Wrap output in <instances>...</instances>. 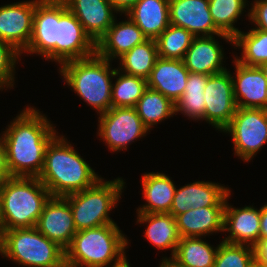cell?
Segmentation results:
<instances>
[{
  "label": "cell",
  "mask_w": 267,
  "mask_h": 267,
  "mask_svg": "<svg viewBox=\"0 0 267 267\" xmlns=\"http://www.w3.org/2000/svg\"><path fill=\"white\" fill-rule=\"evenodd\" d=\"M159 58L155 39H147L119 58L121 72L148 79Z\"/></svg>",
  "instance_id": "27"
},
{
  "label": "cell",
  "mask_w": 267,
  "mask_h": 267,
  "mask_svg": "<svg viewBox=\"0 0 267 267\" xmlns=\"http://www.w3.org/2000/svg\"><path fill=\"white\" fill-rule=\"evenodd\" d=\"M255 2L249 9L248 18L254 25L255 29L267 32V0H254Z\"/></svg>",
  "instance_id": "37"
},
{
  "label": "cell",
  "mask_w": 267,
  "mask_h": 267,
  "mask_svg": "<svg viewBox=\"0 0 267 267\" xmlns=\"http://www.w3.org/2000/svg\"><path fill=\"white\" fill-rule=\"evenodd\" d=\"M209 75L189 73L183 95L175 102V115L181 113L193 120H205V96Z\"/></svg>",
  "instance_id": "28"
},
{
  "label": "cell",
  "mask_w": 267,
  "mask_h": 267,
  "mask_svg": "<svg viewBox=\"0 0 267 267\" xmlns=\"http://www.w3.org/2000/svg\"><path fill=\"white\" fill-rule=\"evenodd\" d=\"M39 111L28 106L1 135L11 176L38 177L42 171L46 148L57 131Z\"/></svg>",
  "instance_id": "1"
},
{
  "label": "cell",
  "mask_w": 267,
  "mask_h": 267,
  "mask_svg": "<svg viewBox=\"0 0 267 267\" xmlns=\"http://www.w3.org/2000/svg\"><path fill=\"white\" fill-rule=\"evenodd\" d=\"M116 21L114 20L96 43V53L109 61L119 59L134 46L148 39L129 17L125 21L118 23Z\"/></svg>",
  "instance_id": "20"
},
{
  "label": "cell",
  "mask_w": 267,
  "mask_h": 267,
  "mask_svg": "<svg viewBox=\"0 0 267 267\" xmlns=\"http://www.w3.org/2000/svg\"><path fill=\"white\" fill-rule=\"evenodd\" d=\"M233 45L241 48V57L235 60L245 66H260L267 62V32L252 28L249 32L240 31L233 38Z\"/></svg>",
  "instance_id": "31"
},
{
  "label": "cell",
  "mask_w": 267,
  "mask_h": 267,
  "mask_svg": "<svg viewBox=\"0 0 267 267\" xmlns=\"http://www.w3.org/2000/svg\"><path fill=\"white\" fill-rule=\"evenodd\" d=\"M124 185L119 177L111 181L100 178L93 186L64 196L70 204L76 230L114 224L109 212L117 207Z\"/></svg>",
  "instance_id": "6"
},
{
  "label": "cell",
  "mask_w": 267,
  "mask_h": 267,
  "mask_svg": "<svg viewBox=\"0 0 267 267\" xmlns=\"http://www.w3.org/2000/svg\"><path fill=\"white\" fill-rule=\"evenodd\" d=\"M38 1H20L0 7V40L10 44L21 55L29 45Z\"/></svg>",
  "instance_id": "13"
},
{
  "label": "cell",
  "mask_w": 267,
  "mask_h": 267,
  "mask_svg": "<svg viewBox=\"0 0 267 267\" xmlns=\"http://www.w3.org/2000/svg\"><path fill=\"white\" fill-rule=\"evenodd\" d=\"M20 56L21 54L10 44L0 40V90L13 88L16 61Z\"/></svg>",
  "instance_id": "36"
},
{
  "label": "cell",
  "mask_w": 267,
  "mask_h": 267,
  "mask_svg": "<svg viewBox=\"0 0 267 267\" xmlns=\"http://www.w3.org/2000/svg\"><path fill=\"white\" fill-rule=\"evenodd\" d=\"M111 5L122 14L126 13L138 0H109Z\"/></svg>",
  "instance_id": "40"
},
{
  "label": "cell",
  "mask_w": 267,
  "mask_h": 267,
  "mask_svg": "<svg viewBox=\"0 0 267 267\" xmlns=\"http://www.w3.org/2000/svg\"><path fill=\"white\" fill-rule=\"evenodd\" d=\"M189 73L183 60L159 57L147 79V87L175 103L184 93Z\"/></svg>",
  "instance_id": "21"
},
{
  "label": "cell",
  "mask_w": 267,
  "mask_h": 267,
  "mask_svg": "<svg viewBox=\"0 0 267 267\" xmlns=\"http://www.w3.org/2000/svg\"><path fill=\"white\" fill-rule=\"evenodd\" d=\"M128 243L116 223L80 230L65 249V264L68 267L117 266L126 259Z\"/></svg>",
  "instance_id": "4"
},
{
  "label": "cell",
  "mask_w": 267,
  "mask_h": 267,
  "mask_svg": "<svg viewBox=\"0 0 267 267\" xmlns=\"http://www.w3.org/2000/svg\"><path fill=\"white\" fill-rule=\"evenodd\" d=\"M1 255L28 267H61L65 264V250L36 227L4 230Z\"/></svg>",
  "instance_id": "7"
},
{
  "label": "cell",
  "mask_w": 267,
  "mask_h": 267,
  "mask_svg": "<svg viewBox=\"0 0 267 267\" xmlns=\"http://www.w3.org/2000/svg\"><path fill=\"white\" fill-rule=\"evenodd\" d=\"M67 138L58 134L49 142L38 178L51 196H66L93 186L100 178Z\"/></svg>",
  "instance_id": "2"
},
{
  "label": "cell",
  "mask_w": 267,
  "mask_h": 267,
  "mask_svg": "<svg viewBox=\"0 0 267 267\" xmlns=\"http://www.w3.org/2000/svg\"><path fill=\"white\" fill-rule=\"evenodd\" d=\"M194 37L188 30L170 24L155 39L159 57L183 60Z\"/></svg>",
  "instance_id": "34"
},
{
  "label": "cell",
  "mask_w": 267,
  "mask_h": 267,
  "mask_svg": "<svg viewBox=\"0 0 267 267\" xmlns=\"http://www.w3.org/2000/svg\"><path fill=\"white\" fill-rule=\"evenodd\" d=\"M205 96V121L221 131L230 123L236 111L233 82L229 70L209 75Z\"/></svg>",
  "instance_id": "11"
},
{
  "label": "cell",
  "mask_w": 267,
  "mask_h": 267,
  "mask_svg": "<svg viewBox=\"0 0 267 267\" xmlns=\"http://www.w3.org/2000/svg\"><path fill=\"white\" fill-rule=\"evenodd\" d=\"M254 260L253 246L222 241L218 245L214 267H249Z\"/></svg>",
  "instance_id": "35"
},
{
  "label": "cell",
  "mask_w": 267,
  "mask_h": 267,
  "mask_svg": "<svg viewBox=\"0 0 267 267\" xmlns=\"http://www.w3.org/2000/svg\"><path fill=\"white\" fill-rule=\"evenodd\" d=\"M161 265L159 267H184L183 265L179 264L175 259L172 257L167 258L164 257L163 260H161Z\"/></svg>",
  "instance_id": "42"
},
{
  "label": "cell",
  "mask_w": 267,
  "mask_h": 267,
  "mask_svg": "<svg viewBox=\"0 0 267 267\" xmlns=\"http://www.w3.org/2000/svg\"><path fill=\"white\" fill-rule=\"evenodd\" d=\"M56 0H39L33 14L32 35L23 52L56 62Z\"/></svg>",
  "instance_id": "16"
},
{
  "label": "cell",
  "mask_w": 267,
  "mask_h": 267,
  "mask_svg": "<svg viewBox=\"0 0 267 267\" xmlns=\"http://www.w3.org/2000/svg\"><path fill=\"white\" fill-rule=\"evenodd\" d=\"M223 52L215 36L194 37L183 61L190 73L212 75L226 70Z\"/></svg>",
  "instance_id": "22"
},
{
  "label": "cell",
  "mask_w": 267,
  "mask_h": 267,
  "mask_svg": "<svg viewBox=\"0 0 267 267\" xmlns=\"http://www.w3.org/2000/svg\"><path fill=\"white\" fill-rule=\"evenodd\" d=\"M267 239V204L260 208V240Z\"/></svg>",
  "instance_id": "41"
},
{
  "label": "cell",
  "mask_w": 267,
  "mask_h": 267,
  "mask_svg": "<svg viewBox=\"0 0 267 267\" xmlns=\"http://www.w3.org/2000/svg\"><path fill=\"white\" fill-rule=\"evenodd\" d=\"M217 249L201 237H183L172 258L184 267H214Z\"/></svg>",
  "instance_id": "30"
},
{
  "label": "cell",
  "mask_w": 267,
  "mask_h": 267,
  "mask_svg": "<svg viewBox=\"0 0 267 267\" xmlns=\"http://www.w3.org/2000/svg\"><path fill=\"white\" fill-rule=\"evenodd\" d=\"M51 194L38 177L12 176L0 183V228L35 227Z\"/></svg>",
  "instance_id": "3"
},
{
  "label": "cell",
  "mask_w": 267,
  "mask_h": 267,
  "mask_svg": "<svg viewBox=\"0 0 267 267\" xmlns=\"http://www.w3.org/2000/svg\"><path fill=\"white\" fill-rule=\"evenodd\" d=\"M98 118V135L111 151H124L127 146L146 136L148 129L135 107H111Z\"/></svg>",
  "instance_id": "10"
},
{
  "label": "cell",
  "mask_w": 267,
  "mask_h": 267,
  "mask_svg": "<svg viewBox=\"0 0 267 267\" xmlns=\"http://www.w3.org/2000/svg\"><path fill=\"white\" fill-rule=\"evenodd\" d=\"M135 109L144 126L150 132L151 128H153L152 126L169 117H173L175 103L159 91L147 87L137 102Z\"/></svg>",
  "instance_id": "29"
},
{
  "label": "cell",
  "mask_w": 267,
  "mask_h": 267,
  "mask_svg": "<svg viewBox=\"0 0 267 267\" xmlns=\"http://www.w3.org/2000/svg\"><path fill=\"white\" fill-rule=\"evenodd\" d=\"M231 190L219 183L195 181L176 188L170 214L175 218L191 208L225 206Z\"/></svg>",
  "instance_id": "15"
},
{
  "label": "cell",
  "mask_w": 267,
  "mask_h": 267,
  "mask_svg": "<svg viewBox=\"0 0 267 267\" xmlns=\"http://www.w3.org/2000/svg\"><path fill=\"white\" fill-rule=\"evenodd\" d=\"M109 60L95 53L92 56L70 60L60 65L59 72L71 90L91 105L99 114L112 107L111 90L115 69ZM112 77V78H111Z\"/></svg>",
  "instance_id": "5"
},
{
  "label": "cell",
  "mask_w": 267,
  "mask_h": 267,
  "mask_svg": "<svg viewBox=\"0 0 267 267\" xmlns=\"http://www.w3.org/2000/svg\"><path fill=\"white\" fill-rule=\"evenodd\" d=\"M226 231L229 235L223 241L254 247L260 240V209L253 205L235 208L226 200L223 232Z\"/></svg>",
  "instance_id": "19"
},
{
  "label": "cell",
  "mask_w": 267,
  "mask_h": 267,
  "mask_svg": "<svg viewBox=\"0 0 267 267\" xmlns=\"http://www.w3.org/2000/svg\"><path fill=\"white\" fill-rule=\"evenodd\" d=\"M247 0H209V11L215 26L223 33L234 38L240 30L234 26L240 19Z\"/></svg>",
  "instance_id": "33"
},
{
  "label": "cell",
  "mask_w": 267,
  "mask_h": 267,
  "mask_svg": "<svg viewBox=\"0 0 267 267\" xmlns=\"http://www.w3.org/2000/svg\"><path fill=\"white\" fill-rule=\"evenodd\" d=\"M249 267H267V265L257 261L256 259L251 263Z\"/></svg>",
  "instance_id": "43"
},
{
  "label": "cell",
  "mask_w": 267,
  "mask_h": 267,
  "mask_svg": "<svg viewBox=\"0 0 267 267\" xmlns=\"http://www.w3.org/2000/svg\"><path fill=\"white\" fill-rule=\"evenodd\" d=\"M137 223H148L144 234L146 239L160 250L171 249V257L174 256L181 237L173 215L137 212Z\"/></svg>",
  "instance_id": "26"
},
{
  "label": "cell",
  "mask_w": 267,
  "mask_h": 267,
  "mask_svg": "<svg viewBox=\"0 0 267 267\" xmlns=\"http://www.w3.org/2000/svg\"><path fill=\"white\" fill-rule=\"evenodd\" d=\"M225 206L191 208L178 215L177 229L181 238L201 237L223 232Z\"/></svg>",
  "instance_id": "23"
},
{
  "label": "cell",
  "mask_w": 267,
  "mask_h": 267,
  "mask_svg": "<svg viewBox=\"0 0 267 267\" xmlns=\"http://www.w3.org/2000/svg\"><path fill=\"white\" fill-rule=\"evenodd\" d=\"M169 20L171 25L184 28L195 37L216 35L233 45V38L215 26L209 0H169Z\"/></svg>",
  "instance_id": "12"
},
{
  "label": "cell",
  "mask_w": 267,
  "mask_h": 267,
  "mask_svg": "<svg viewBox=\"0 0 267 267\" xmlns=\"http://www.w3.org/2000/svg\"><path fill=\"white\" fill-rule=\"evenodd\" d=\"M148 39H156L169 25V0H138L126 13Z\"/></svg>",
  "instance_id": "24"
},
{
  "label": "cell",
  "mask_w": 267,
  "mask_h": 267,
  "mask_svg": "<svg viewBox=\"0 0 267 267\" xmlns=\"http://www.w3.org/2000/svg\"><path fill=\"white\" fill-rule=\"evenodd\" d=\"M56 62L60 65L92 56L96 43L84 31L83 26L67 8L64 0H56Z\"/></svg>",
  "instance_id": "9"
},
{
  "label": "cell",
  "mask_w": 267,
  "mask_h": 267,
  "mask_svg": "<svg viewBox=\"0 0 267 267\" xmlns=\"http://www.w3.org/2000/svg\"><path fill=\"white\" fill-rule=\"evenodd\" d=\"M12 177L7 165L6 147L0 136V183Z\"/></svg>",
  "instance_id": "38"
},
{
  "label": "cell",
  "mask_w": 267,
  "mask_h": 267,
  "mask_svg": "<svg viewBox=\"0 0 267 267\" xmlns=\"http://www.w3.org/2000/svg\"><path fill=\"white\" fill-rule=\"evenodd\" d=\"M114 267H131V266L126 258L121 264L114 266Z\"/></svg>",
  "instance_id": "45"
},
{
  "label": "cell",
  "mask_w": 267,
  "mask_h": 267,
  "mask_svg": "<svg viewBox=\"0 0 267 267\" xmlns=\"http://www.w3.org/2000/svg\"><path fill=\"white\" fill-rule=\"evenodd\" d=\"M35 227L65 250L77 232L68 200L62 196H51Z\"/></svg>",
  "instance_id": "14"
},
{
  "label": "cell",
  "mask_w": 267,
  "mask_h": 267,
  "mask_svg": "<svg viewBox=\"0 0 267 267\" xmlns=\"http://www.w3.org/2000/svg\"><path fill=\"white\" fill-rule=\"evenodd\" d=\"M236 75L231 74L238 108L267 109V80L258 66H245L233 60Z\"/></svg>",
  "instance_id": "17"
},
{
  "label": "cell",
  "mask_w": 267,
  "mask_h": 267,
  "mask_svg": "<svg viewBox=\"0 0 267 267\" xmlns=\"http://www.w3.org/2000/svg\"><path fill=\"white\" fill-rule=\"evenodd\" d=\"M143 198L147 203L136 211L142 213H170L176 186L164 173H145L141 179Z\"/></svg>",
  "instance_id": "25"
},
{
  "label": "cell",
  "mask_w": 267,
  "mask_h": 267,
  "mask_svg": "<svg viewBox=\"0 0 267 267\" xmlns=\"http://www.w3.org/2000/svg\"><path fill=\"white\" fill-rule=\"evenodd\" d=\"M114 78L117 79L115 80V84L112 83V107H135L147 88V80L125 74L117 68Z\"/></svg>",
  "instance_id": "32"
},
{
  "label": "cell",
  "mask_w": 267,
  "mask_h": 267,
  "mask_svg": "<svg viewBox=\"0 0 267 267\" xmlns=\"http://www.w3.org/2000/svg\"><path fill=\"white\" fill-rule=\"evenodd\" d=\"M258 67L263 71L264 77H265V79L267 80V62L261 64V65L258 66Z\"/></svg>",
  "instance_id": "44"
},
{
  "label": "cell",
  "mask_w": 267,
  "mask_h": 267,
  "mask_svg": "<svg viewBox=\"0 0 267 267\" xmlns=\"http://www.w3.org/2000/svg\"><path fill=\"white\" fill-rule=\"evenodd\" d=\"M255 259L265 265H267V239L259 240L254 246Z\"/></svg>",
  "instance_id": "39"
},
{
  "label": "cell",
  "mask_w": 267,
  "mask_h": 267,
  "mask_svg": "<svg viewBox=\"0 0 267 267\" xmlns=\"http://www.w3.org/2000/svg\"><path fill=\"white\" fill-rule=\"evenodd\" d=\"M222 131L232 137L234 153L249 162L267 143V110L237 107L232 120Z\"/></svg>",
  "instance_id": "8"
},
{
  "label": "cell",
  "mask_w": 267,
  "mask_h": 267,
  "mask_svg": "<svg viewBox=\"0 0 267 267\" xmlns=\"http://www.w3.org/2000/svg\"><path fill=\"white\" fill-rule=\"evenodd\" d=\"M1 251H2V231L0 228V255H1Z\"/></svg>",
  "instance_id": "46"
},
{
  "label": "cell",
  "mask_w": 267,
  "mask_h": 267,
  "mask_svg": "<svg viewBox=\"0 0 267 267\" xmlns=\"http://www.w3.org/2000/svg\"><path fill=\"white\" fill-rule=\"evenodd\" d=\"M84 31L97 43L115 20L118 11L109 0H64Z\"/></svg>",
  "instance_id": "18"
}]
</instances>
